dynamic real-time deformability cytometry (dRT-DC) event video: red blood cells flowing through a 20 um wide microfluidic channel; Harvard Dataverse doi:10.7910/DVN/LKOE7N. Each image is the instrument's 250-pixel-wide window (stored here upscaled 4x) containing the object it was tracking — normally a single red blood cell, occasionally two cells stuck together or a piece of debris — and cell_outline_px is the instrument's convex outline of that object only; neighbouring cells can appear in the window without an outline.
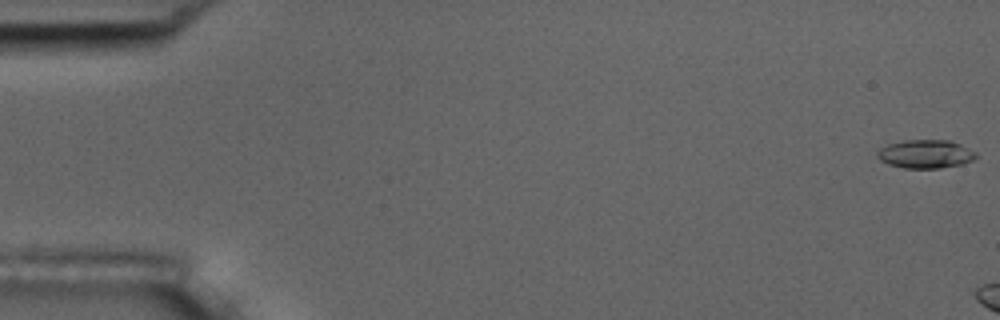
{"species": "common noctule bat (a hibernating species)", "species_latin": "Nyctalus noctula", "temperature_condition": "room temperature", "stored_images_in_passage": 4, "camera_frame_rate_fps": 3000, "um_per_image_px": 0.085, "animal": {"sex": "male", "body_mass_g": 17.5, "forearm_length_mm": 52.3}, "frame": {"image": 1, "passage_image": 1, "time_ms": 0.0, "image_size_px": [1000, 320], "cell_outline_px": [[980, 156], [972, 160], [960, 164], [940, 168], [904, 168], [888, 164], [880, 160], [876, 156], [876, 152], [880, 148], [888, 144], [904, 140], [948, 140], [960, 144], [976, 152]], "centroid_in_image_um": [78.66, 13.09], "position_along_channel_um": 6.3, "area_um2": 16.42}}